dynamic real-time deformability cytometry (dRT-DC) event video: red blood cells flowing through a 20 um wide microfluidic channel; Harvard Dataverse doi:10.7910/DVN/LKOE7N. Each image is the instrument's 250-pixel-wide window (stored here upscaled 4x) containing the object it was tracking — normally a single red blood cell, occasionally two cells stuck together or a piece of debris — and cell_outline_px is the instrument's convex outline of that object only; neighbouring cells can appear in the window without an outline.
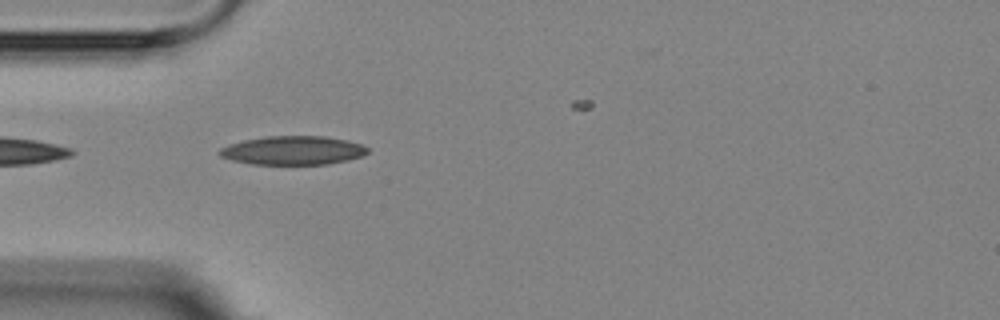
{"species": "Egyptian fruit bat (a non-hibernating species)", "species_latin": "Rousettus aegyptiacus", "temperature_condition": "room temperature", "stored_images_in_passage": 4, "camera_frame_rate_fps": 3000, "um_per_image_px": 0.085, "animal": {"sex": "female"}, "frame": {"image": 1, "passage_image": 3, "time_ms": 2.333, "image_size_px": [1000, 320], "cell_outline_px": [[368, 152], [360, 156], [348, 160], [328, 164], [252, 164], [232, 160], [220, 156], [216, 152], [220, 148], [228, 144], [244, 140], [264, 136], [324, 136], [348, 140], [360, 144], [368, 148]], "centroid_in_image_um": [24.86, 12.78], "position_along_channel_um": 60.1, "area_um2": 24.85}}
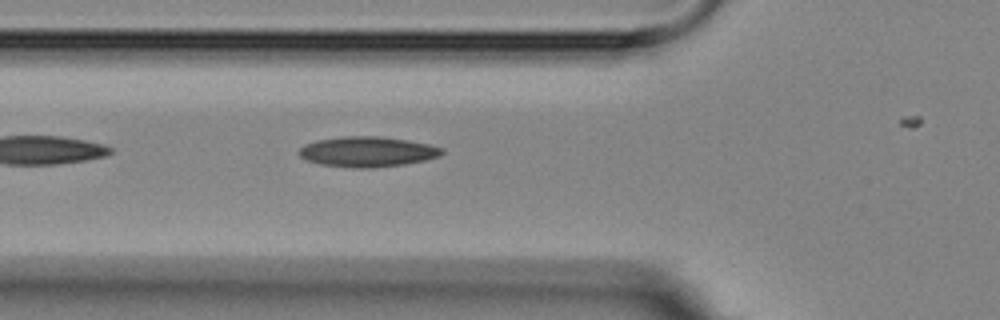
{"frame": {"image": 2, "passage_image": 4, "time_ms": 3.333, "image_size_px": [1000, 320], "cell_outline_px": [[444, 152], [440, 156], [424, 160], [404, 164], [372, 168], [352, 168], [320, 164], [304, 160], [296, 152], [304, 144], [316, 140], [344, 136], [380, 136], [428, 144], [444, 148]], "centroid_in_image_um": [31.18, 12.9], "position_along_channel_um": 94.6, "area_um2": 25.32}}